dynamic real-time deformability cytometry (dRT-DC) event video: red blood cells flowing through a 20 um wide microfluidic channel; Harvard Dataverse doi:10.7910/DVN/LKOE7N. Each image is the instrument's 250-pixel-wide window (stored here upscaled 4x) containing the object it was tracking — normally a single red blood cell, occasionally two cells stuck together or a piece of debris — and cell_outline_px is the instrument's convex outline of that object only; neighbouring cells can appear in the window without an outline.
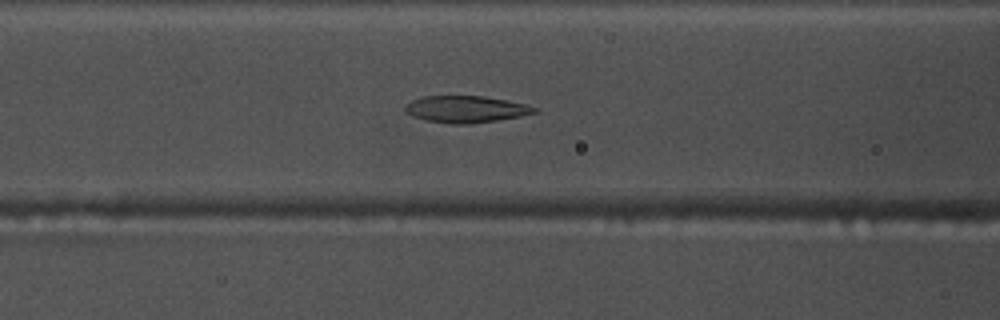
{"species": "common noctule bat (a hibernating species)", "species_latin": "Nyctalus noctula", "temperature_condition": "warm", "stored_images_in_passage": 53, "camera_frame_rate_fps": 3000, "um_per_image_px": 0.085, "animal": {"sex": "male", "body_mass_g": 17.5, "forearm_length_mm": 52.3}, "frame": {"image": 1, "passage_image": 21, "time_ms": 6.667, "image_size_px": [1000, 320], "cell_outline_px": [[540, 112], [520, 116], [496, 120], [468, 124], [448, 124], [428, 120], [412, 116], [404, 112], [404, 104], [420, 96], [484, 96], [524, 104], [540, 108]], "centroid_in_image_um": [39.57, 9.28], "position_along_channel_um": 127.0, "area_um2": 20.29}}
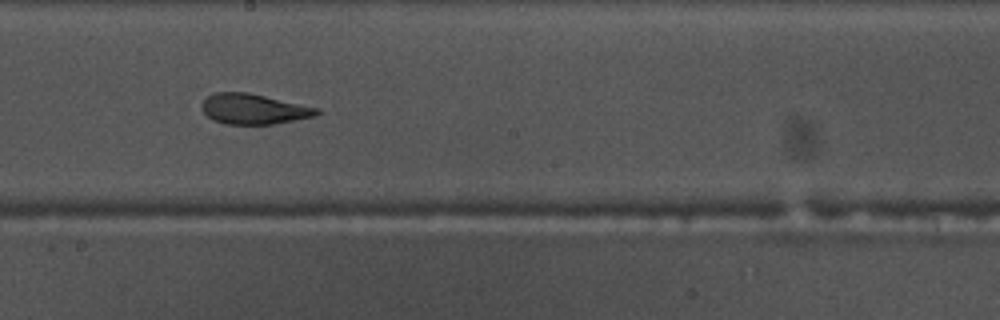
{"frame": {"image": 2, "passage_image": 29, "time_ms": 9.333, "image_size_px": [1000, 320], "cell_outline_px": [[320, 112], [316, 116], [272, 124], [224, 124], [212, 120], [200, 108], [200, 104], [208, 96], [216, 92], [248, 92], [320, 108]], "centroid_in_image_um": [21.55, 9.26], "position_along_channel_um": 226.6, "area_um2": 20.4}}
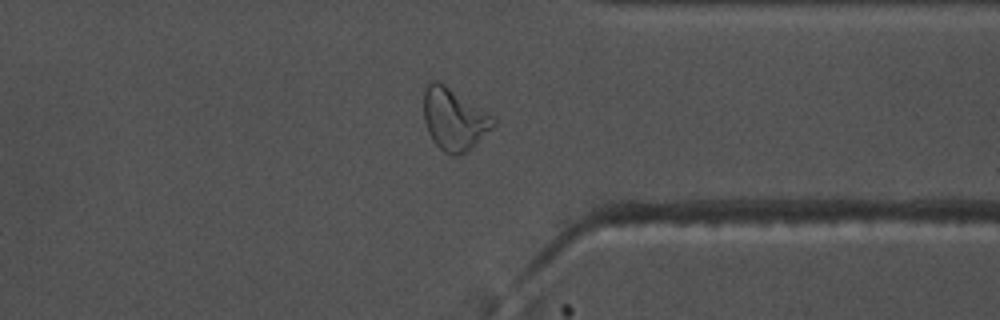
{"frame": {"image": 3, "passage_image": 41, "time_ms": 13.333, "image_size_px": [1000, 320], "cell_outline_px": [[496, 124], [476, 144], [464, 152], [456, 156], [452, 156], [444, 152], [432, 140], [428, 132], [424, 120], [424, 92], [428, 80], [440, 80], [488, 112], [496, 120]], "centroid_in_image_um": [38.58, 10.1], "position_along_channel_um": 372.8, "area_um2": 25.32}, "authors_computed_cell_mechanics": {"area_um2": 21.7906, "velocity_mm_per_s": 3.7542, "shape_relaxation_time_tau1_ms": 5.6833, "shape_relaxation_time_tau2_ms": 1.9212, "deformation_change_tau1": 0.2045, "deformation_change_tau2": 0.0856}}